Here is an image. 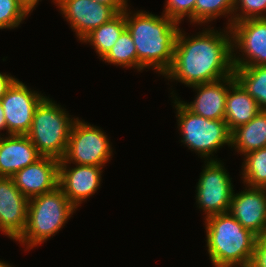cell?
Listing matches in <instances>:
<instances>
[{
	"instance_id": "8",
	"label": "cell",
	"mask_w": 266,
	"mask_h": 267,
	"mask_svg": "<svg viewBox=\"0 0 266 267\" xmlns=\"http://www.w3.org/2000/svg\"><path fill=\"white\" fill-rule=\"evenodd\" d=\"M204 162L206 164L198 179L195 199L198 209L203 210L205 218H208L228 212L234 186L221 160Z\"/></svg>"
},
{
	"instance_id": "7",
	"label": "cell",
	"mask_w": 266,
	"mask_h": 267,
	"mask_svg": "<svg viewBox=\"0 0 266 267\" xmlns=\"http://www.w3.org/2000/svg\"><path fill=\"white\" fill-rule=\"evenodd\" d=\"M111 145L106 133L98 126L77 117L70 130L63 160L70 165L104 167L113 155Z\"/></svg>"
},
{
	"instance_id": "24",
	"label": "cell",
	"mask_w": 266,
	"mask_h": 267,
	"mask_svg": "<svg viewBox=\"0 0 266 267\" xmlns=\"http://www.w3.org/2000/svg\"><path fill=\"white\" fill-rule=\"evenodd\" d=\"M235 0H196L195 24L202 25L227 15V27L233 23ZM229 14V15H228Z\"/></svg>"
},
{
	"instance_id": "1",
	"label": "cell",
	"mask_w": 266,
	"mask_h": 267,
	"mask_svg": "<svg viewBox=\"0 0 266 267\" xmlns=\"http://www.w3.org/2000/svg\"><path fill=\"white\" fill-rule=\"evenodd\" d=\"M210 28L203 27L202 32L191 36L179 29L173 63L163 75L165 78L191 87L233 75L231 29L225 27L227 30L218 32Z\"/></svg>"
},
{
	"instance_id": "30",
	"label": "cell",
	"mask_w": 266,
	"mask_h": 267,
	"mask_svg": "<svg viewBox=\"0 0 266 267\" xmlns=\"http://www.w3.org/2000/svg\"><path fill=\"white\" fill-rule=\"evenodd\" d=\"M17 78L9 74L0 72V99L6 94L9 87L14 83Z\"/></svg>"
},
{
	"instance_id": "11",
	"label": "cell",
	"mask_w": 266,
	"mask_h": 267,
	"mask_svg": "<svg viewBox=\"0 0 266 267\" xmlns=\"http://www.w3.org/2000/svg\"><path fill=\"white\" fill-rule=\"evenodd\" d=\"M63 17L71 25L80 42L93 30L107 23L117 13L110 7L93 0H53Z\"/></svg>"
},
{
	"instance_id": "5",
	"label": "cell",
	"mask_w": 266,
	"mask_h": 267,
	"mask_svg": "<svg viewBox=\"0 0 266 267\" xmlns=\"http://www.w3.org/2000/svg\"><path fill=\"white\" fill-rule=\"evenodd\" d=\"M66 109L49 97L37 106L30 131L26 134L42 157L62 160L74 121ZM71 117V118H70Z\"/></svg>"
},
{
	"instance_id": "18",
	"label": "cell",
	"mask_w": 266,
	"mask_h": 267,
	"mask_svg": "<svg viewBox=\"0 0 266 267\" xmlns=\"http://www.w3.org/2000/svg\"><path fill=\"white\" fill-rule=\"evenodd\" d=\"M260 111L257 101L237 81L229 87L224 121L230 132L250 122Z\"/></svg>"
},
{
	"instance_id": "6",
	"label": "cell",
	"mask_w": 266,
	"mask_h": 267,
	"mask_svg": "<svg viewBox=\"0 0 266 267\" xmlns=\"http://www.w3.org/2000/svg\"><path fill=\"white\" fill-rule=\"evenodd\" d=\"M172 91L176 109L177 125L182 135L181 142L205 161H216L213 153L228 145L231 147V132L224 120H210L189 111ZM211 155V156H210Z\"/></svg>"
},
{
	"instance_id": "23",
	"label": "cell",
	"mask_w": 266,
	"mask_h": 267,
	"mask_svg": "<svg viewBox=\"0 0 266 267\" xmlns=\"http://www.w3.org/2000/svg\"><path fill=\"white\" fill-rule=\"evenodd\" d=\"M101 60L123 68L137 69V51L127 28Z\"/></svg>"
},
{
	"instance_id": "25",
	"label": "cell",
	"mask_w": 266,
	"mask_h": 267,
	"mask_svg": "<svg viewBox=\"0 0 266 267\" xmlns=\"http://www.w3.org/2000/svg\"><path fill=\"white\" fill-rule=\"evenodd\" d=\"M28 15L17 0H0V29L17 28Z\"/></svg>"
},
{
	"instance_id": "2",
	"label": "cell",
	"mask_w": 266,
	"mask_h": 267,
	"mask_svg": "<svg viewBox=\"0 0 266 267\" xmlns=\"http://www.w3.org/2000/svg\"><path fill=\"white\" fill-rule=\"evenodd\" d=\"M126 28L137 51V70L155 69L162 76L173 63L176 37L180 23L146 11L125 10Z\"/></svg>"
},
{
	"instance_id": "10",
	"label": "cell",
	"mask_w": 266,
	"mask_h": 267,
	"mask_svg": "<svg viewBox=\"0 0 266 267\" xmlns=\"http://www.w3.org/2000/svg\"><path fill=\"white\" fill-rule=\"evenodd\" d=\"M45 97L16 79L0 99L5 113L6 134L26 135L31 129L35 110Z\"/></svg>"
},
{
	"instance_id": "32",
	"label": "cell",
	"mask_w": 266,
	"mask_h": 267,
	"mask_svg": "<svg viewBox=\"0 0 266 267\" xmlns=\"http://www.w3.org/2000/svg\"><path fill=\"white\" fill-rule=\"evenodd\" d=\"M6 130L7 131V125L5 120V113L2 107V104L0 102V132ZM2 136V133L0 134Z\"/></svg>"
},
{
	"instance_id": "16",
	"label": "cell",
	"mask_w": 266,
	"mask_h": 267,
	"mask_svg": "<svg viewBox=\"0 0 266 267\" xmlns=\"http://www.w3.org/2000/svg\"><path fill=\"white\" fill-rule=\"evenodd\" d=\"M236 81L234 74L214 82L191 86L197 95L190 103L181 101L192 113L210 120H224L226 96Z\"/></svg>"
},
{
	"instance_id": "20",
	"label": "cell",
	"mask_w": 266,
	"mask_h": 267,
	"mask_svg": "<svg viewBox=\"0 0 266 267\" xmlns=\"http://www.w3.org/2000/svg\"><path fill=\"white\" fill-rule=\"evenodd\" d=\"M126 29L125 11L93 30L81 42L89 43L102 59Z\"/></svg>"
},
{
	"instance_id": "12",
	"label": "cell",
	"mask_w": 266,
	"mask_h": 267,
	"mask_svg": "<svg viewBox=\"0 0 266 267\" xmlns=\"http://www.w3.org/2000/svg\"><path fill=\"white\" fill-rule=\"evenodd\" d=\"M69 166L63 159L59 161L58 187L78 208L99 189L103 167L78 164L74 168Z\"/></svg>"
},
{
	"instance_id": "26",
	"label": "cell",
	"mask_w": 266,
	"mask_h": 267,
	"mask_svg": "<svg viewBox=\"0 0 266 267\" xmlns=\"http://www.w3.org/2000/svg\"><path fill=\"white\" fill-rule=\"evenodd\" d=\"M258 18H266V0H235L233 23Z\"/></svg>"
},
{
	"instance_id": "17",
	"label": "cell",
	"mask_w": 266,
	"mask_h": 267,
	"mask_svg": "<svg viewBox=\"0 0 266 267\" xmlns=\"http://www.w3.org/2000/svg\"><path fill=\"white\" fill-rule=\"evenodd\" d=\"M0 136V177L11 178L42 156L27 135Z\"/></svg>"
},
{
	"instance_id": "22",
	"label": "cell",
	"mask_w": 266,
	"mask_h": 267,
	"mask_svg": "<svg viewBox=\"0 0 266 267\" xmlns=\"http://www.w3.org/2000/svg\"><path fill=\"white\" fill-rule=\"evenodd\" d=\"M242 163V180L248 187L266 188V147L248 152Z\"/></svg>"
},
{
	"instance_id": "3",
	"label": "cell",
	"mask_w": 266,
	"mask_h": 267,
	"mask_svg": "<svg viewBox=\"0 0 266 267\" xmlns=\"http://www.w3.org/2000/svg\"><path fill=\"white\" fill-rule=\"evenodd\" d=\"M204 220L206 247L213 267H249L258 236L229 212Z\"/></svg>"
},
{
	"instance_id": "13",
	"label": "cell",
	"mask_w": 266,
	"mask_h": 267,
	"mask_svg": "<svg viewBox=\"0 0 266 267\" xmlns=\"http://www.w3.org/2000/svg\"><path fill=\"white\" fill-rule=\"evenodd\" d=\"M28 202L12 178L0 177V231L12 240L26 229Z\"/></svg>"
},
{
	"instance_id": "9",
	"label": "cell",
	"mask_w": 266,
	"mask_h": 267,
	"mask_svg": "<svg viewBox=\"0 0 266 267\" xmlns=\"http://www.w3.org/2000/svg\"><path fill=\"white\" fill-rule=\"evenodd\" d=\"M230 29L233 66L266 65V18L238 21L232 23ZM238 52H242V54L236 55Z\"/></svg>"
},
{
	"instance_id": "33",
	"label": "cell",
	"mask_w": 266,
	"mask_h": 267,
	"mask_svg": "<svg viewBox=\"0 0 266 267\" xmlns=\"http://www.w3.org/2000/svg\"><path fill=\"white\" fill-rule=\"evenodd\" d=\"M0 267H12L9 263H6L5 261H0Z\"/></svg>"
},
{
	"instance_id": "31",
	"label": "cell",
	"mask_w": 266,
	"mask_h": 267,
	"mask_svg": "<svg viewBox=\"0 0 266 267\" xmlns=\"http://www.w3.org/2000/svg\"><path fill=\"white\" fill-rule=\"evenodd\" d=\"M20 5L30 14L41 0H17Z\"/></svg>"
},
{
	"instance_id": "28",
	"label": "cell",
	"mask_w": 266,
	"mask_h": 267,
	"mask_svg": "<svg viewBox=\"0 0 266 267\" xmlns=\"http://www.w3.org/2000/svg\"><path fill=\"white\" fill-rule=\"evenodd\" d=\"M249 267H266V234L257 238L255 251Z\"/></svg>"
},
{
	"instance_id": "14",
	"label": "cell",
	"mask_w": 266,
	"mask_h": 267,
	"mask_svg": "<svg viewBox=\"0 0 266 267\" xmlns=\"http://www.w3.org/2000/svg\"><path fill=\"white\" fill-rule=\"evenodd\" d=\"M233 191L228 212L258 237L266 234V188L248 187Z\"/></svg>"
},
{
	"instance_id": "15",
	"label": "cell",
	"mask_w": 266,
	"mask_h": 267,
	"mask_svg": "<svg viewBox=\"0 0 266 267\" xmlns=\"http://www.w3.org/2000/svg\"><path fill=\"white\" fill-rule=\"evenodd\" d=\"M11 178L28 199L51 192L58 187L59 160L41 157L35 163L16 172Z\"/></svg>"
},
{
	"instance_id": "21",
	"label": "cell",
	"mask_w": 266,
	"mask_h": 267,
	"mask_svg": "<svg viewBox=\"0 0 266 267\" xmlns=\"http://www.w3.org/2000/svg\"><path fill=\"white\" fill-rule=\"evenodd\" d=\"M236 81L266 110V65L234 67Z\"/></svg>"
},
{
	"instance_id": "29",
	"label": "cell",
	"mask_w": 266,
	"mask_h": 267,
	"mask_svg": "<svg viewBox=\"0 0 266 267\" xmlns=\"http://www.w3.org/2000/svg\"><path fill=\"white\" fill-rule=\"evenodd\" d=\"M98 3L110 6L117 14L124 12L129 5L128 0H93Z\"/></svg>"
},
{
	"instance_id": "4",
	"label": "cell",
	"mask_w": 266,
	"mask_h": 267,
	"mask_svg": "<svg viewBox=\"0 0 266 267\" xmlns=\"http://www.w3.org/2000/svg\"><path fill=\"white\" fill-rule=\"evenodd\" d=\"M75 209L59 187L30 198L26 229L17 241L26 246V250L46 242L59 233Z\"/></svg>"
},
{
	"instance_id": "19",
	"label": "cell",
	"mask_w": 266,
	"mask_h": 267,
	"mask_svg": "<svg viewBox=\"0 0 266 267\" xmlns=\"http://www.w3.org/2000/svg\"><path fill=\"white\" fill-rule=\"evenodd\" d=\"M266 147V110L231 132V148L241 155Z\"/></svg>"
},
{
	"instance_id": "27",
	"label": "cell",
	"mask_w": 266,
	"mask_h": 267,
	"mask_svg": "<svg viewBox=\"0 0 266 267\" xmlns=\"http://www.w3.org/2000/svg\"><path fill=\"white\" fill-rule=\"evenodd\" d=\"M196 0H166L163 14L175 22L182 23L185 17L195 24Z\"/></svg>"
}]
</instances>
